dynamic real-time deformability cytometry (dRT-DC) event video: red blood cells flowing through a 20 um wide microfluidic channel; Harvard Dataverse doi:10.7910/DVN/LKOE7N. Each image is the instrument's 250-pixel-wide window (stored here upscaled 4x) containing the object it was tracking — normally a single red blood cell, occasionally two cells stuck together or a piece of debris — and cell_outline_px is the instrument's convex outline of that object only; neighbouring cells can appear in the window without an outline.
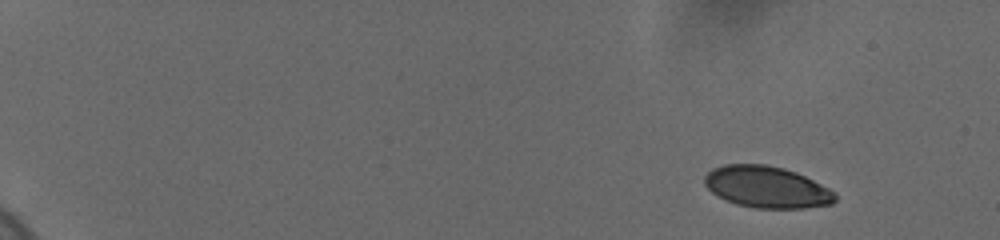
{"species": "human", "species_latin": "Homo sapiens", "temperature_condition": "cold", "stored_images_in_passage": 26, "camera_frame_rate_fps": 3000, "um_per_image_px": 0.085, "donor": {"sex": "female"}, "frame": {"image": 1, "passage_image": 2, "time_ms": 1.0, "image_size_px": [1000, 240], "cell_outline_px": [[836, 200], [832, 204], [804, 208], [756, 208], [740, 204], [728, 200], [712, 192], [704, 184], [704, 176], [712, 168], [724, 164], [764, 164], [784, 168], [796, 172], [836, 192]], "centroid_in_image_um": [65.18, 15.89], "position_along_channel_um": 19.8, "area_um2": 31.44}}
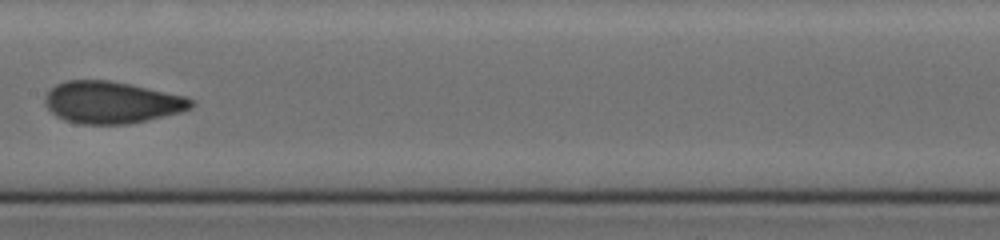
{"frame": {"image": 2, "passage_image": 15, "time_ms": 10.333, "image_size_px": [1000, 240], "cell_outline_px": [[192, 108], [180, 112], [148, 120], [128, 124], [80, 124], [64, 120], [56, 116], [48, 108], [44, 100], [44, 96], [56, 84], [68, 80], [108, 80], [128, 84], [184, 96], [192, 100]], "centroid_in_image_um": [9.45, 8.71], "position_along_channel_um": 197.9, "area_um2": 35.43}}
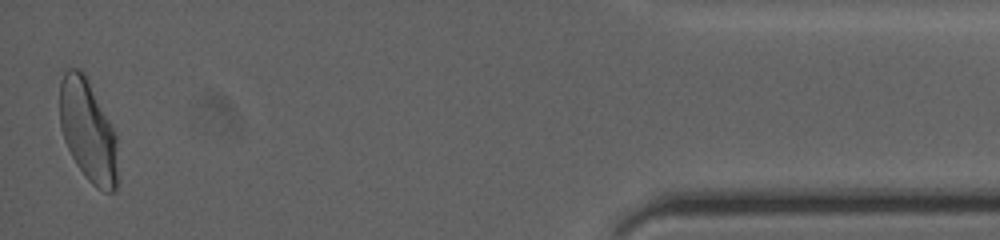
{"frame": {"image": 3, "passage_image": 26, "time_ms": 18.333, "image_size_px": [1000, 240], "cell_outline_px": [[116, 188], [112, 192], [104, 192], [96, 188], [84, 176], [76, 164], [64, 140], [60, 128], [60, 80], [64, 72], [68, 68], [80, 68], [84, 72], [116, 136]], "centroid_in_image_um": [7.44, 11.11], "position_along_channel_um": 427.8, "area_um2": 34.04}, "authors_computed_cell_mechanics": {"area_um2": 33.7841, "velocity_mm_per_s": 3.6627, "shape_relaxation_time_tau1_ms": 3.5363, "shape_relaxation_time_tau2_ms": 1.0281, "deformation_change_tau1": 0.1363, "deformation_change_tau2": 0.037}}